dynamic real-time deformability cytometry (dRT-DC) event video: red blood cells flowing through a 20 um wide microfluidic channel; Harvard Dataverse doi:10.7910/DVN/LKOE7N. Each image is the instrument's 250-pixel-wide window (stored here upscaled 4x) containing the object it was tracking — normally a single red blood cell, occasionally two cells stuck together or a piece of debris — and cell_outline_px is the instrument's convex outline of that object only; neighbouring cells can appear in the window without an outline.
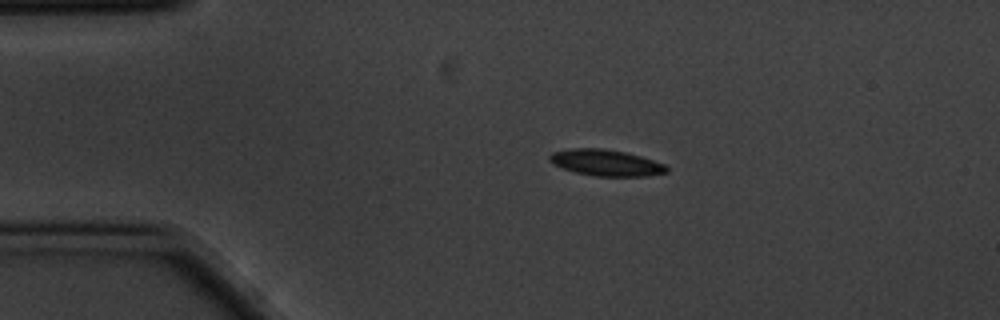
{"species": "common noctule bat (a hibernating species)", "species_latin": "Nyctalus noctula", "temperature_condition": "cold", "stored_images_in_passage": 7, "camera_frame_rate_fps": 3000, "um_per_image_px": 0.085, "animal": {"sex": "male", "body_mass_g": 20.1, "forearm_length_mm": 53.5}, "frame": {"image": 1, "passage_image": 2, "time_ms": 0.333, "image_size_px": [1000, 320], "cell_outline_px": [[668, 172], [648, 176], [596, 176], [576, 172], [552, 164], [548, 160], [548, 156], [552, 152], [572, 148], [604, 148], [624, 152], [640, 156], [664, 164], [668, 168]], "centroid_in_image_um": [51.49, 13.83], "position_along_channel_um": 33.5, "area_um2": 17.86}}
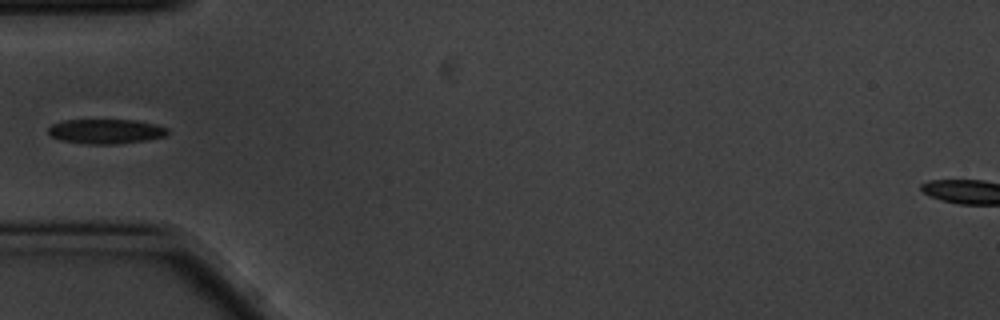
{"frame": {"image": 2, "passage_image": 4, "time_ms": 1.0, "image_size_px": [1000, 320], "cell_outline_px": [[168, 132], [164, 136], [148, 140], [116, 144], [88, 144], [60, 140], [52, 136], [48, 132], [48, 128], [52, 124], [64, 120], [136, 120], [156, 124], [168, 128]], "centroid_in_image_um": [9.01, 11.16], "position_along_channel_um": 76.0, "area_um2": 17.17}}